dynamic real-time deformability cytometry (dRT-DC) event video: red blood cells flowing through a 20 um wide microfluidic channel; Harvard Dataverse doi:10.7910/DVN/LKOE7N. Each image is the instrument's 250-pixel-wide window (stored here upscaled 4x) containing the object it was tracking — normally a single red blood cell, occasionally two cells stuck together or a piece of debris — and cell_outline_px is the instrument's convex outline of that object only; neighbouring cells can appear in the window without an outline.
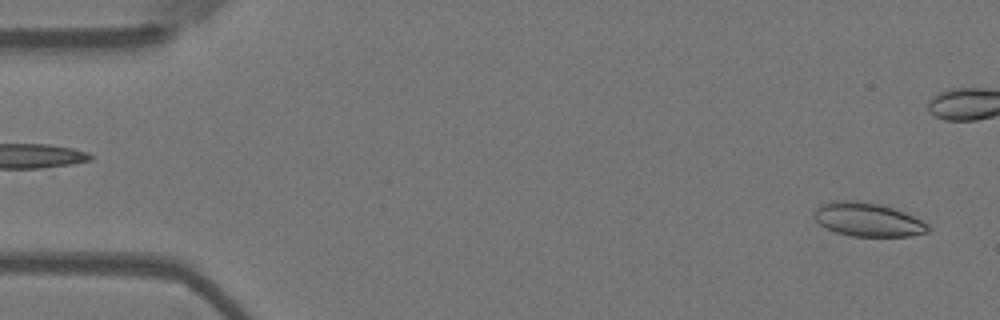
{"species": "Egyptian fruit bat (a non-hibernating species)", "species_latin": "Rousettus aegyptiacus", "temperature_condition": "warm", "stored_images_in_passage": 27, "camera_frame_rate_fps": 3000, "um_per_image_px": 0.085, "animal": {"sex": "female"}, "frame": {"image": 1, "passage_image": 2, "time_ms": 0.333, "image_size_px": [1000, 320], "cell_outline_px": [[928, 232], [908, 236], [852, 236], [836, 232], [820, 224], [812, 216], [816, 208], [820, 204], [832, 200], [856, 200], [884, 204], [904, 212], [928, 224]], "centroid_in_image_um": [73.72, 18.64], "position_along_channel_um": 11.3, "area_um2": 22.43}}
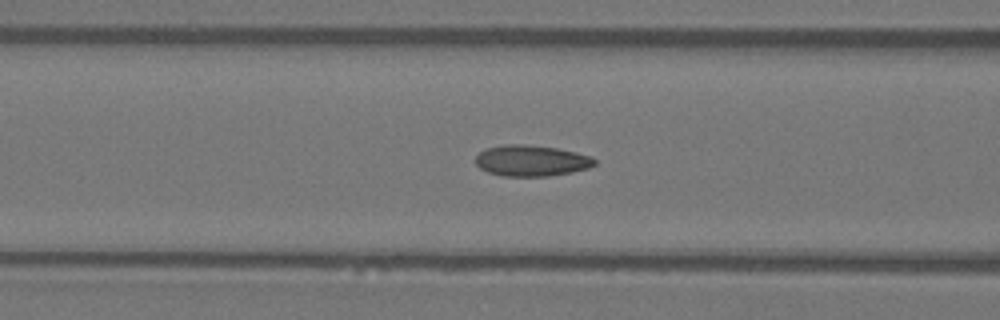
{"frame": {"image": 2, "passage_image": 21, "time_ms": 6.667, "image_size_px": [1000, 320], "cell_outline_px": [[596, 164], [588, 168], [572, 172], [548, 176], [500, 176], [488, 172], [480, 168], [476, 164], [476, 156], [480, 152], [488, 148], [504, 144], [524, 144], [556, 148], [576, 152], [592, 156], [596, 160]], "centroid_in_image_um": [45.18, 13.66], "position_along_channel_um": 121.4, "area_um2": 21.56}}
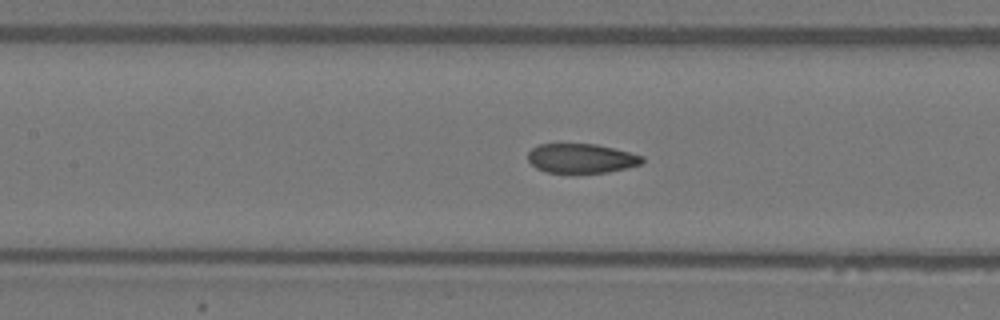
{"frame": {"image": 3, "passage_image": 24, "time_ms": 7.667, "image_size_px": [1000, 320], "cell_outline_px": [[644, 160], [640, 164], [608, 172], [548, 172], [536, 168], [528, 160], [528, 152], [532, 148], [540, 144], [596, 144], [644, 156]], "centroid_in_image_um": [49.39, 13.45], "position_along_channel_um": 158.0, "area_um2": 19.25}}